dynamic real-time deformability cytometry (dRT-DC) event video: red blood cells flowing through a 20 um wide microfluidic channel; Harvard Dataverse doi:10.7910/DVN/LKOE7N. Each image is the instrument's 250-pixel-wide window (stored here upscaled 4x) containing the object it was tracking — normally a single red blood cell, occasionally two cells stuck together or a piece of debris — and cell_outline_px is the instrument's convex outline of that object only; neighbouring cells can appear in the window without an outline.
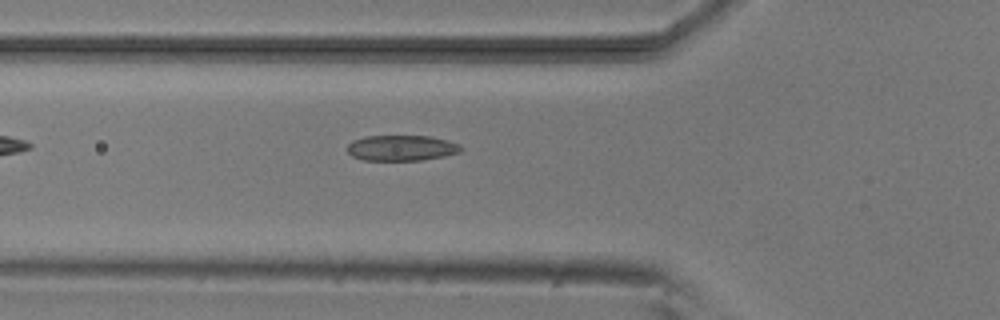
{"species": "common noctule bat (a hibernating species)", "species_latin": "Nyctalus noctula", "temperature_condition": "room temperature", "stored_images_in_passage": 3, "camera_frame_rate_fps": 3000, "um_per_image_px": 0.085, "animal": {"sex": "male", "body_mass_g": 20.5, "forearm_length_mm": 52.5}, "frame": {"image": 1, "passage_image": 3, "time_ms": 2.333, "image_size_px": [1000, 320], "cell_outline_px": [[464, 148], [460, 152], [444, 156], [420, 160], [364, 160], [352, 156], [348, 152], [348, 144], [352, 140], [364, 136], [428, 136], [448, 140], [460, 144]], "centroid_in_image_um": [34.14, 12.57], "position_along_channel_um": 91.7, "area_um2": 16.99}}